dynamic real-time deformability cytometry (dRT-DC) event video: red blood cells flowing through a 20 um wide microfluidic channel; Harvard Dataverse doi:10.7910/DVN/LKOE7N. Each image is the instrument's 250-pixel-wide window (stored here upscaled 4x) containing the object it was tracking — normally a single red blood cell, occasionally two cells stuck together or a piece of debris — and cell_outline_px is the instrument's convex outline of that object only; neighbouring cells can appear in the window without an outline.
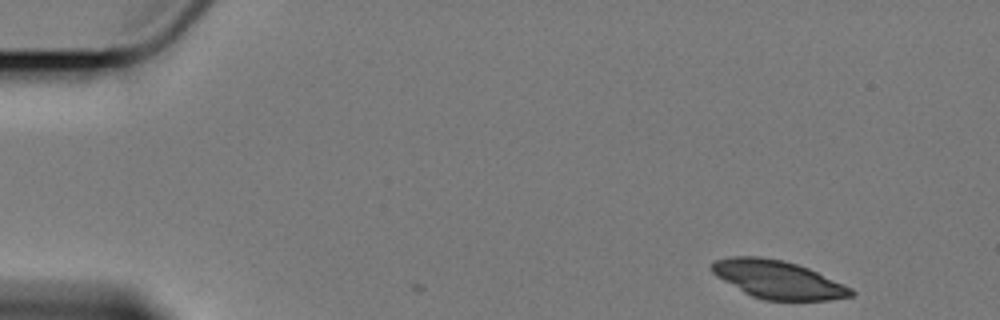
{"species": "Egyptian fruit bat (a non-hibernating species)", "species_latin": "Rousettus aegyptiacus", "temperature_condition": "cold", "stored_images_in_passage": 4, "camera_frame_rate_fps": 3000, "um_per_image_px": 0.085, "animal": {"sex": "female"}, "frame": {"image": 1, "passage_image": 1, "time_ms": 0.0, "image_size_px": [1000, 320], "cell_outline_px": [[856, 292], [852, 296], [828, 300], [764, 300], [752, 296], [744, 292], [716, 276], [712, 272], [712, 260], [732, 256], [760, 256], [784, 260], [808, 268], [852, 288]], "centroid_in_image_um": [66.11, 23.75], "position_along_channel_um": 18.9, "area_um2": 30.75}}